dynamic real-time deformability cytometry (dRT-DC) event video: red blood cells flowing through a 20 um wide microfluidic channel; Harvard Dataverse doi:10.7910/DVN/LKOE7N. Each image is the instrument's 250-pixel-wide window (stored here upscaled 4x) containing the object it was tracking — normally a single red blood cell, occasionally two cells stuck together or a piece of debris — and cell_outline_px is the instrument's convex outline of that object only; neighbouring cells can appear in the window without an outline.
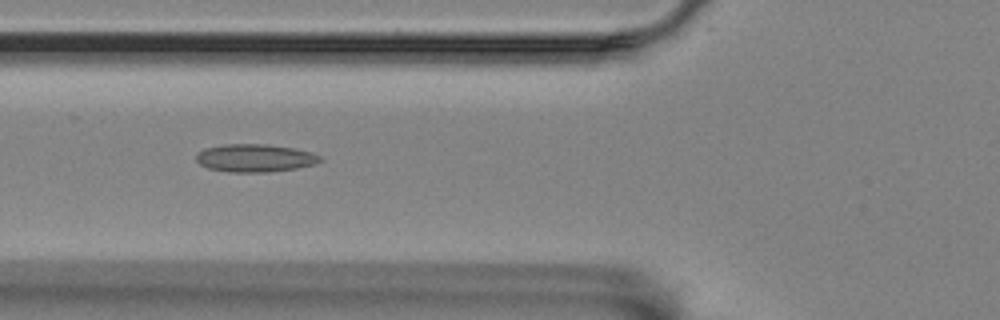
{"species": "Egyptian fruit bat (a non-hibernating species)", "species_latin": "Rousettus aegyptiacus", "temperature_condition": "room temperature", "stored_images_in_passage": 38, "camera_frame_rate_fps": 3000, "um_per_image_px": 0.085, "animal": {"sex": "female"}, "frame": {"image": 1, "passage_image": 4, "time_ms": 1.0, "image_size_px": [1000, 320], "cell_outline_px": [[324, 160], [316, 164], [296, 168], [268, 172], [228, 172], [208, 168], [200, 164], [196, 160], [196, 156], [204, 148], [224, 144], [264, 144], [292, 148], [308, 152], [320, 156]], "centroid_in_image_um": [21.66, 13.44], "position_along_channel_um": 104.1, "area_um2": 20.0}}
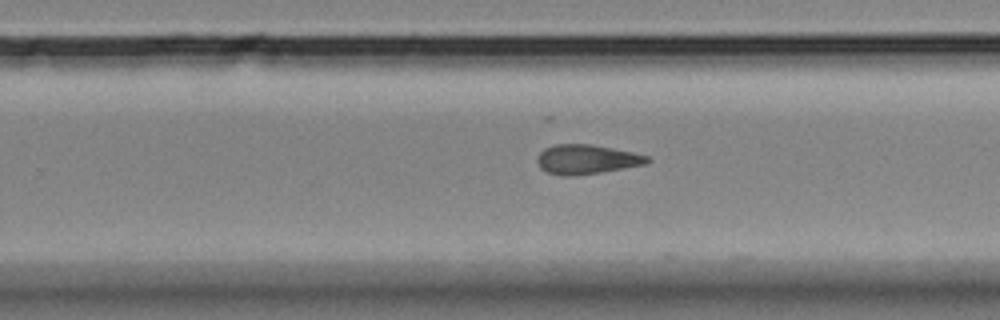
{"frame": {"image": 2, "passage_image": 19, "time_ms": 6.0, "image_size_px": [1000, 320], "cell_outline_px": [[652, 160], [648, 164], [600, 172], [572, 176], [560, 176], [548, 172], [540, 168], [536, 160], [540, 152], [544, 148], [556, 144], [592, 144], [632, 152], [648, 156]], "centroid_in_image_um": [49.86, 13.54], "position_along_channel_um": 279.9, "area_um2": 18.96}}
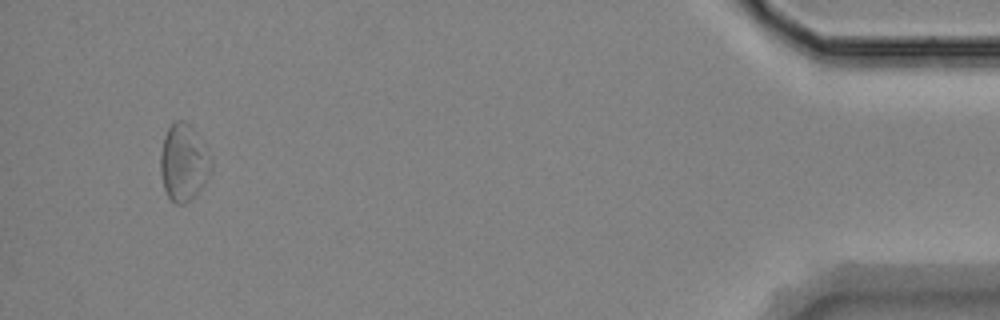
{"frame": {"image": 3, "passage_image": 37, "time_ms": 12.0, "image_size_px": [1000, 320], "cell_outline_px": [[212, 168], [204, 184], [184, 204], [176, 204], [168, 196], [164, 188], [160, 172], [160, 156], [164, 136], [168, 128], [176, 120], [184, 120], [192, 128], [212, 160]], "centroid_in_image_um": [15.58, 13.82], "position_along_channel_um": 419.6, "area_um2": 22.2}, "authors_computed_cell_mechanics": {"area_um2": 18.8139, "velocity_mm_per_s": 3.5163, "shape_relaxation_time_tau1_ms": null, "shape_relaxation_time_tau2_ms": 6.7054, "deformation_change_tau1": null, "deformation_change_tau2": 0.1587}}